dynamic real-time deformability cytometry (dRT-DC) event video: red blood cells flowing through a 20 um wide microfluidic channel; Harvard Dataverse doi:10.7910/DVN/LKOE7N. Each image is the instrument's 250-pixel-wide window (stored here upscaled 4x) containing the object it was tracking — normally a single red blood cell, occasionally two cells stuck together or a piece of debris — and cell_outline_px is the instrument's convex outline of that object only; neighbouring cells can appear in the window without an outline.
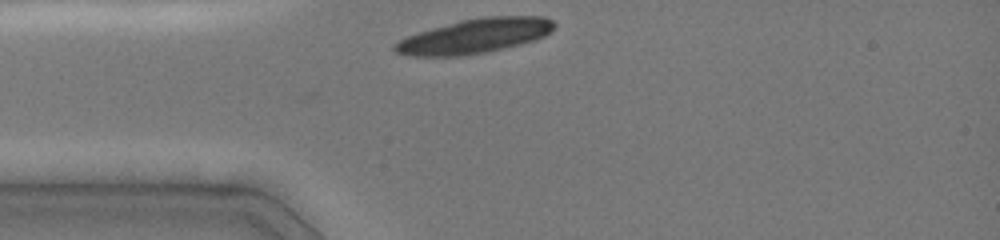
{"species": "common noctule bat (a hibernating species)", "species_latin": "Nyctalus noctula", "temperature_condition": "cold", "stored_images_in_passage": 4, "camera_frame_rate_fps": 3000, "um_per_image_px": 0.085, "animal": {"sex": "female", "body_mass_g": 19.0, "forearm_length_mm": 51.5}, "frame": {"image": 1, "passage_image": 1, "time_ms": 0.0, "image_size_px": [1000, 240], "cell_outline_px": [[556, 24], [552, 32], [536, 40], [488, 52], [460, 56], [408, 56], [396, 52], [392, 48], [392, 44], [408, 36], [432, 28], [460, 20], [484, 16], [544, 16], [552, 20]], "centroid_in_image_um": [40.39, 3.06], "position_along_channel_um": 44.6, "area_um2": 32.25}}